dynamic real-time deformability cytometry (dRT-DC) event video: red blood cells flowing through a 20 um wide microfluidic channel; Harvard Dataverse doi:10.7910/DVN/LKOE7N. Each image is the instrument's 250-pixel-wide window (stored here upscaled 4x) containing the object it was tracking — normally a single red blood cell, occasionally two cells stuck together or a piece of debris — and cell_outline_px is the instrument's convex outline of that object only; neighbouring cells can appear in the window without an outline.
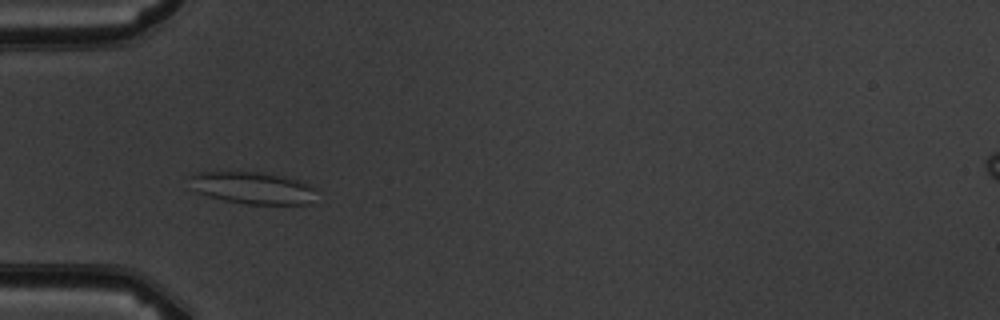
{"species": "common noctule bat (a hibernating species)", "species_latin": "Nyctalus noctula", "temperature_condition": "warm", "stored_images_in_passage": 5, "camera_frame_rate_fps": 3000, "um_per_image_px": 0.085, "animal": {"sex": "male", "body_mass_g": 19.5, "forearm_length_mm": 54.6}, "frame": {"image": 1, "passage_image": 4, "time_ms": 3.333, "image_size_px": [1000, 320], "cell_outline_px": [[312, 188], [308, 204], [244, 204], [224, 200], [208, 196], [196, 192], [192, 188], [188, 176], [196, 172], [216, 168], [264, 172], [284, 176], [300, 180], [308, 184]], "centroid_in_image_um": [21.28, 15.9], "position_along_channel_um": 63.7, "area_um2": 24.45}}
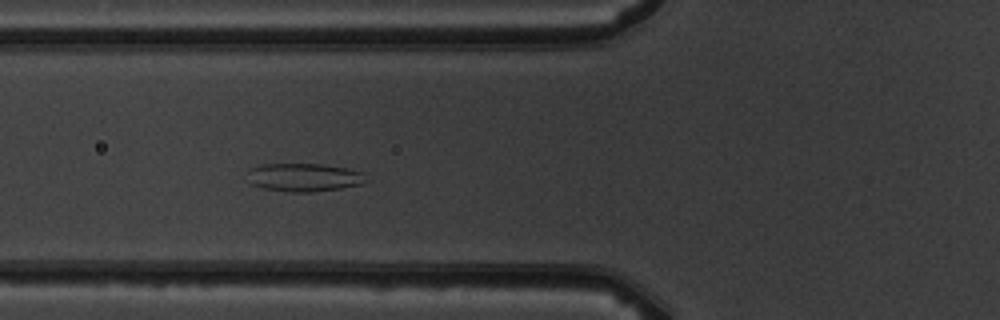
{"frame": {"image": 2, "passage_image": 5, "time_ms": 4.333, "image_size_px": [1000, 320], "cell_outline_px": [[368, 180], [360, 184], [340, 188], [312, 192], [292, 192], [264, 188], [252, 184], [248, 172], [248, 168], [264, 164], [320, 164], [348, 168], [364, 172]], "centroid_in_image_um": [25.88, 15.06], "position_along_channel_um": 99.9, "area_um2": 19.42}}